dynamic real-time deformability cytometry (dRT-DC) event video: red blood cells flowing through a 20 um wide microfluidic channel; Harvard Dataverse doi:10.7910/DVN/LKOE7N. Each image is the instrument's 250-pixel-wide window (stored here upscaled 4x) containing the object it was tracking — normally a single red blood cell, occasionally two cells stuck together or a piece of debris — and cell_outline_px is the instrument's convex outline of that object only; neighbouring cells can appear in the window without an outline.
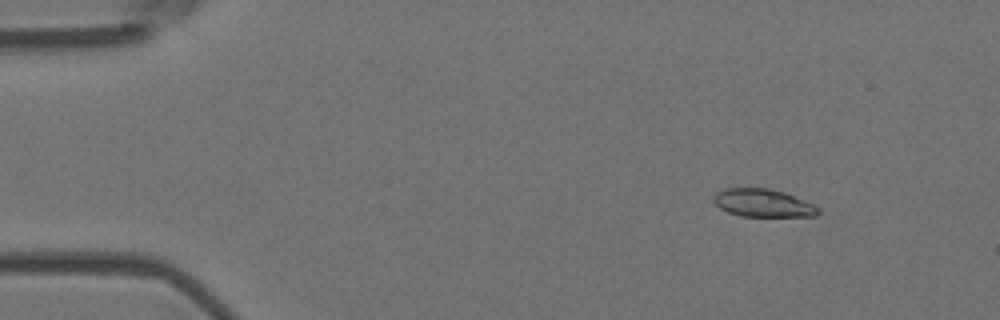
{"species": "Egyptian fruit bat (a non-hibernating species)", "species_latin": "Rousettus aegyptiacus", "temperature_condition": "room temperature", "stored_images_in_passage": 19, "camera_frame_rate_fps": 3000, "um_per_image_px": 0.085, "animal": {"sex": "female"}, "frame": {"image": 1, "passage_image": 2, "time_ms": 0.333, "image_size_px": [1000, 320], "cell_outline_px": [[820, 212], [816, 216], [740, 216], [728, 212], [720, 208], [712, 200], [716, 192], [728, 188], [768, 188], [784, 192], [804, 200], [820, 208]], "centroid_in_image_um": [64.85, 17.26], "position_along_channel_um": 20.1, "area_um2": 16.94}}
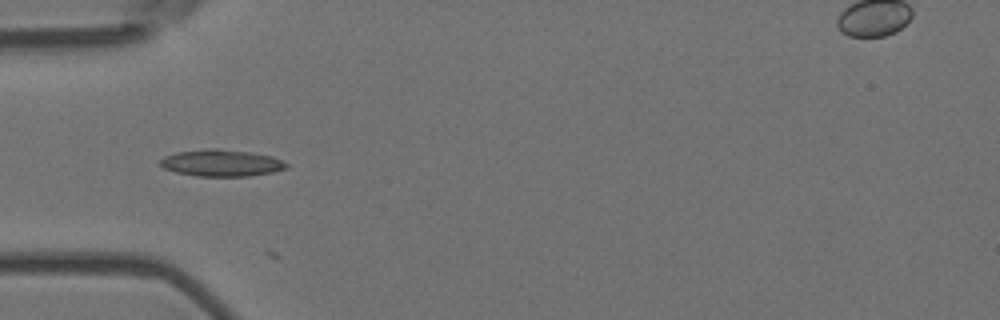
{"frame": {"image": 2, "passage_image": 13, "time_ms": 4.0, "image_size_px": [1000, 320], "cell_outline_px": [[288, 168], [272, 172], [248, 176], [196, 176], [176, 172], [164, 168], [160, 164], [160, 160], [164, 156], [176, 152], [208, 148], [220, 148], [252, 152], [272, 156], [288, 164]], "centroid_in_image_um": [18.82, 13.84], "position_along_channel_um": 66.2, "area_um2": 19.77}}
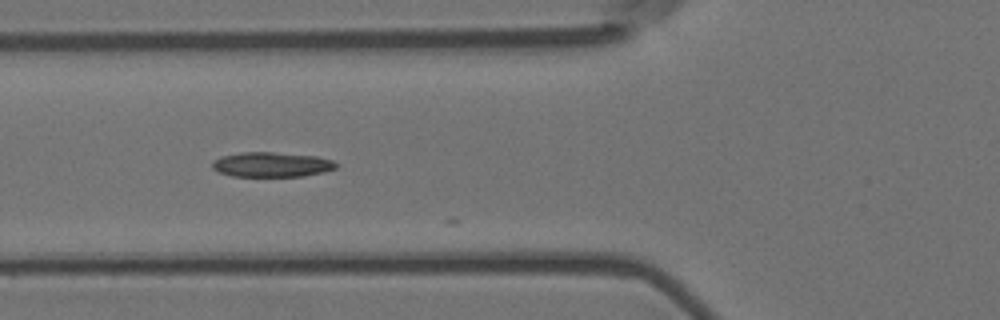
{"frame": {"image": 3, "passage_image": 16, "time_ms": 5.0, "image_size_px": [1000, 320], "cell_outline_px": [[340, 164], [336, 168], [324, 172], [304, 176], [232, 176], [220, 172], [212, 168], [212, 160], [220, 156], [240, 152], [272, 152], [316, 156], [332, 160]], "centroid_in_image_um": [23.09, 13.98], "position_along_channel_um": 102.7, "area_um2": 18.03}}